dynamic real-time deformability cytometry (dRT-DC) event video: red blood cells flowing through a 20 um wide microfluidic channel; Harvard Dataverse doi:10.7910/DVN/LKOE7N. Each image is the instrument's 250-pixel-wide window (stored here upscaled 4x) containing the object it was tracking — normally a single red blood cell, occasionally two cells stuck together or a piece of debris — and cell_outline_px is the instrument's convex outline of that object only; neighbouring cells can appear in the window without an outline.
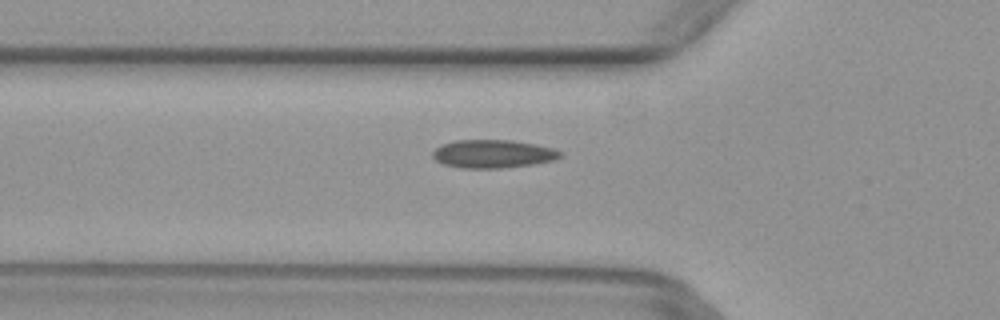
{"species": "common noctule bat (a hibernating species)", "species_latin": "Nyctalus noctula", "temperature_condition": "warm", "stored_images_in_passage": 35, "camera_frame_rate_fps": 3000, "um_per_image_px": 0.085, "animal": {"sex": "female", "body_mass_g": 29.2, "forearm_length_mm": 56.3}, "frame": {"image": 1, "passage_image": 6, "time_ms": 1.667, "image_size_px": [1000, 320], "cell_outline_px": [[564, 156], [556, 160], [536, 164], [500, 168], [464, 168], [444, 164], [436, 160], [432, 156], [432, 152], [436, 148], [444, 144], [456, 140], [512, 140], [536, 144], [552, 148], [564, 152]], "centroid_in_image_um": [41.98, 13.08], "position_along_channel_um": 83.8, "area_um2": 21.1}}
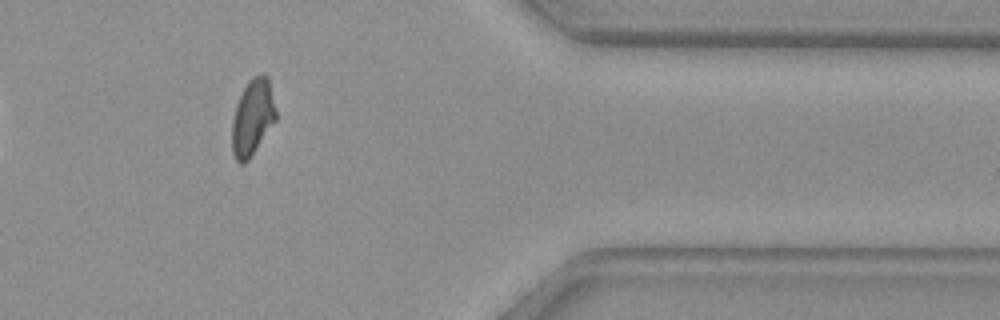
{"frame": {"image": 2, "passage_image": 30, "time_ms": 9.667, "image_size_px": [1000, 320], "cell_outline_px": [[276, 120], [248, 160], [244, 164], [240, 164], [236, 160], [232, 152], [232, 120], [236, 104], [248, 80], [252, 76], [260, 72], [264, 72], [268, 76], [276, 112]], "centroid_in_image_um": [21.46, 9.94], "position_along_channel_um": 389.9, "area_um2": 19.54}}